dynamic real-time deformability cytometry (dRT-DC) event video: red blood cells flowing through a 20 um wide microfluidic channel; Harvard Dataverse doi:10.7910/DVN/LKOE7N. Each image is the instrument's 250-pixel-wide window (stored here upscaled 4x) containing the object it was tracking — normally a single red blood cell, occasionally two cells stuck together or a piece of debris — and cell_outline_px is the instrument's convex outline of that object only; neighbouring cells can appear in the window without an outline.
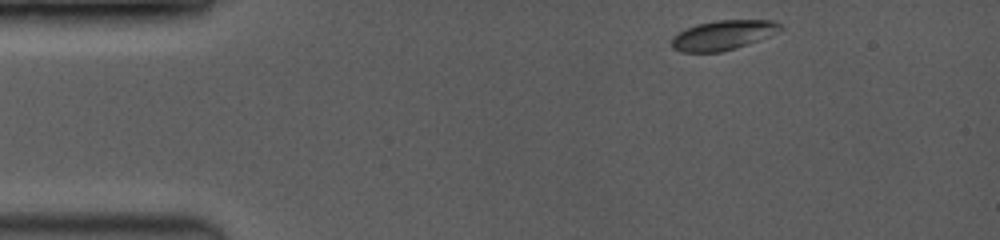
{"species": "common noctule bat (a hibernating species)", "species_latin": "Nyctalus noctula", "temperature_condition": "room temperature", "stored_images_in_passage": 4, "camera_frame_rate_fps": 3500, "um_per_image_px": 0.085, "animal": {"sex": "female", "body_mass_g": 19.0, "forearm_length_mm": 53.3}, "frame": {"image": 1, "passage_image": 1, "time_ms": 0.0, "image_size_px": [1000, 240], "cell_outline_px": [[784, 28], [780, 32], [748, 44], [736, 48], [720, 52], [680, 52], [672, 48], [672, 36], [688, 28], [700, 24], [716, 20], [772, 20], [780, 24]], "centroid_in_image_um": [61.5, 2.99], "position_along_channel_um": 23.5, "area_um2": 18.73}}
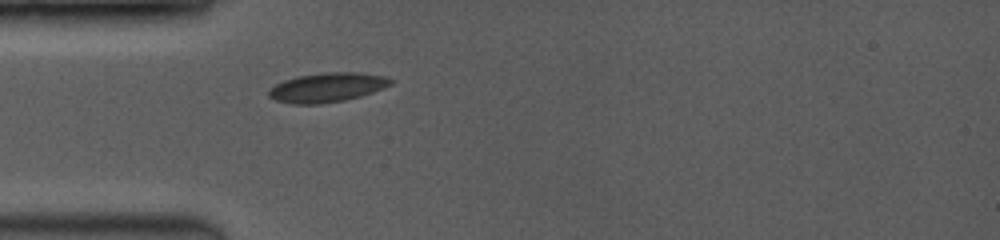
{"frame": {"image": 2, "passage_image": 4, "time_ms": 2.571, "image_size_px": [1000, 240], "cell_outline_px": [[392, 84], [384, 88], [360, 96], [344, 100], [320, 104], [292, 104], [276, 100], [268, 96], [268, 92], [276, 84], [284, 80], [300, 76], [328, 72], [356, 72], [384, 76], [392, 80]], "centroid_in_image_um": [27.81, 7.44], "position_along_channel_um": 57.2, "area_um2": 20.58}}